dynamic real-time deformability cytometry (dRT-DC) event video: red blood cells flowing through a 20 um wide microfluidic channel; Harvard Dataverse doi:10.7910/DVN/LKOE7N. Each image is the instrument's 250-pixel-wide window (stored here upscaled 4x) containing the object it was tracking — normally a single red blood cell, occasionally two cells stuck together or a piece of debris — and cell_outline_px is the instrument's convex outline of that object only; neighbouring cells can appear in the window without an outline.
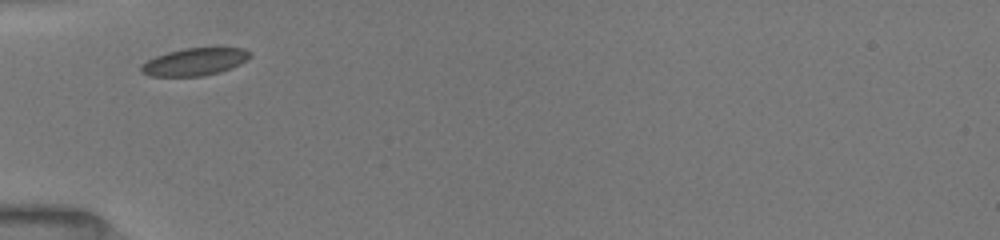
{"species": "common noctule bat (a hibernating species)", "species_latin": "Nyctalus noctula", "temperature_condition": "room temperature", "stored_images_in_passage": 8, "camera_frame_rate_fps": 3000, "um_per_image_px": 0.085, "animal": {"sex": "female", "body_mass_g": 19.5, "forearm_length_mm": 54.1}, "frame": {"image": 1, "passage_image": 1, "time_ms": 0.0, "image_size_px": [1000, 240], "cell_outline_px": [[252, 56], [240, 64], [232, 68], [220, 72], [200, 76], [148, 76], [140, 72], [140, 64], [156, 56], [168, 52], [184, 48], [244, 48], [252, 52]], "centroid_in_image_um": [16.55, 5.25], "position_along_channel_um": 68.5, "area_um2": 17.51}}
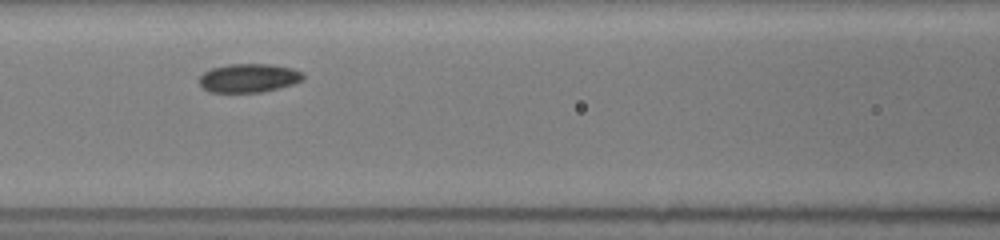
{"frame": {"image": 2, "passage_image": 3, "time_ms": 2.0, "image_size_px": [1000, 240], "cell_outline_px": [[304, 80], [280, 88], [260, 92], [208, 92], [200, 88], [200, 76], [204, 72], [212, 68], [228, 64], [272, 64], [292, 68], [300, 72], [304, 76]], "centroid_in_image_um": [21.13, 6.63], "position_along_channel_um": 145.5, "area_um2": 17.46}}
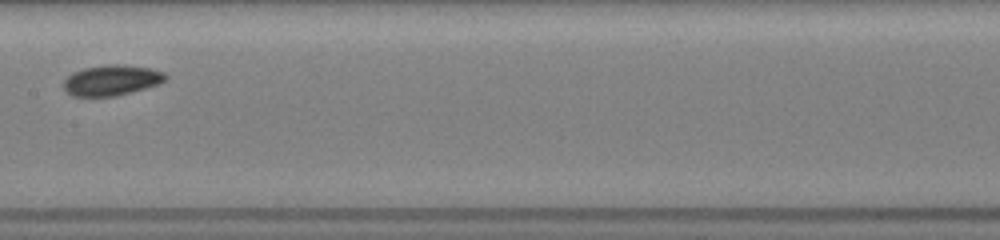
{"frame": {"image": 3, "passage_image": 5, "time_ms": 3.333, "image_size_px": [1000, 240], "cell_outline_px": [[168, 80], [160, 84], [132, 92], [116, 96], [72, 96], [64, 88], [64, 80], [72, 72], [84, 68], [108, 64], [124, 64], [148, 68], [164, 72], [168, 76]], "centroid_in_image_um": [9.53, 6.81], "position_along_channel_um": 197.9, "area_um2": 18.26}}